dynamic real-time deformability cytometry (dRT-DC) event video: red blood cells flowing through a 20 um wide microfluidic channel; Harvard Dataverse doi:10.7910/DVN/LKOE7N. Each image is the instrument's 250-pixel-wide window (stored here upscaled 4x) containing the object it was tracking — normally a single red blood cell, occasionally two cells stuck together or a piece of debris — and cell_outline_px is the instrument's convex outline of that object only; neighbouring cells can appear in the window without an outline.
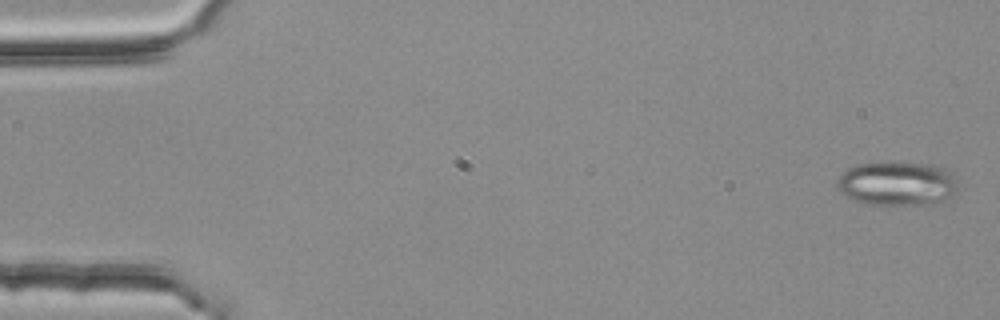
{"species": "common noctule bat (a hibernating species)", "species_latin": "Nyctalus noctula", "temperature_condition": "room temperature", "stored_images_in_passage": 5, "camera_frame_rate_fps": 3000, "um_per_image_px": 0.085, "animal": {"sex": "female", "body_mass_g": 25.1}, "frame": {"image": 1, "passage_image": 1, "time_ms": 0.0, "image_size_px": [1000, 320], "cell_outline_px": [[960, 188], [952, 196], [940, 200], [920, 204], [868, 204], [844, 196], [840, 192], [836, 184], [840, 176], [848, 168], [856, 164], [932, 164], [944, 168], [948, 172]], "centroid_in_image_um": [76.23, 15.62], "position_along_channel_um": 8.8, "area_um2": 30.11}}